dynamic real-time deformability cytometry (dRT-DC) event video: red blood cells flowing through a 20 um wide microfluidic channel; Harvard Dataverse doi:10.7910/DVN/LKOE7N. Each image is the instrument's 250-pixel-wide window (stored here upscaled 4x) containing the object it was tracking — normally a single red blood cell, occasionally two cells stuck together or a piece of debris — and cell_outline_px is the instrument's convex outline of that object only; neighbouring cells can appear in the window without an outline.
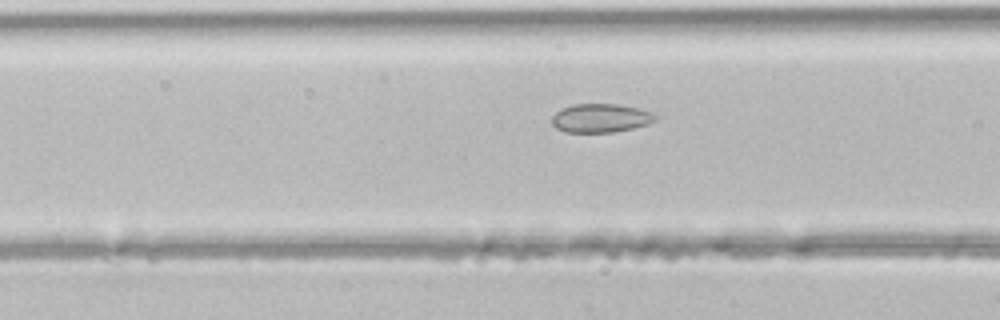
{"species": "common noctule bat (a hibernating species)", "species_latin": "Nyctalus noctula", "temperature_condition": "room temperature", "stored_images_in_passage": 29, "camera_frame_rate_fps": 3000, "um_per_image_px": 0.085, "animal": {"sex": "male", "body_mass_g": 21.5, "forearm_length_mm": 52.0}, "frame": {"image": 1, "passage_image": 10, "time_ms": 3.0, "image_size_px": [1000, 320], "cell_outline_px": [[660, 116], [656, 120], [648, 124], [632, 128], [612, 132], [564, 132], [556, 128], [552, 124], [552, 116], [556, 112], [572, 104], [616, 104], [636, 108], [652, 112]], "centroid_in_image_um": [51.07, 10.04], "position_along_channel_um": 115.5, "area_um2": 17.28}}
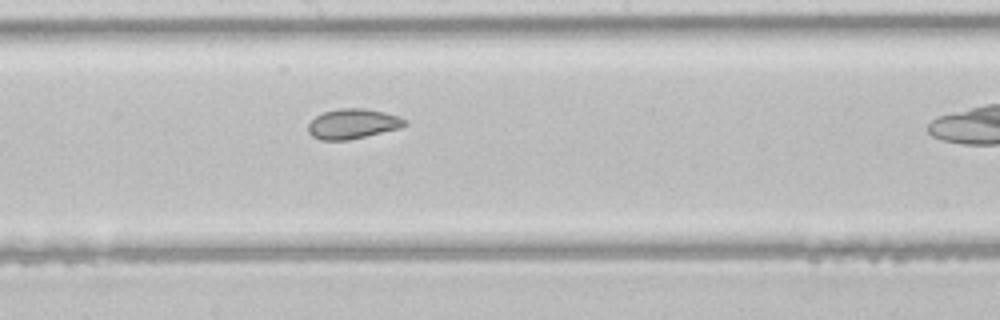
{"frame": {"image": 2, "passage_image": 17, "time_ms": 5.333, "image_size_px": [1000, 320], "cell_outline_px": [[408, 124], [400, 128], [348, 140], [320, 140], [312, 136], [308, 132], [308, 124], [316, 116], [324, 112], [340, 108], [364, 108], [384, 112], [408, 120]], "centroid_in_image_um": [29.98, 10.52], "position_along_channel_um": 218.2, "area_um2": 16.82}}
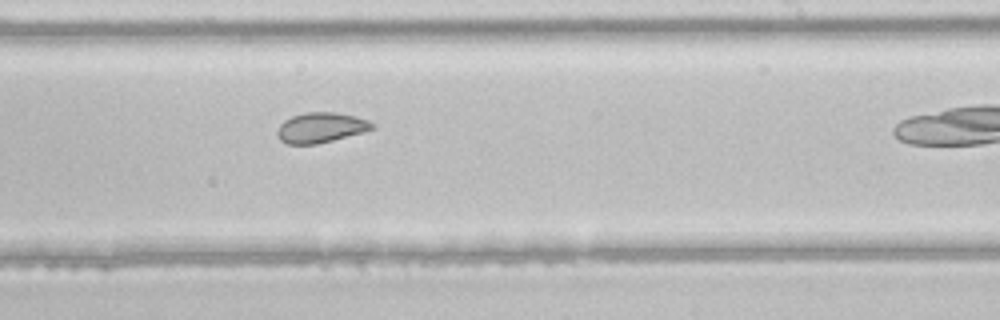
{"frame": {"image": 3, "passage_image": 20, "time_ms": 6.333, "image_size_px": [1000, 320], "cell_outline_px": [[376, 128], [364, 132], [316, 144], [288, 144], [280, 140], [276, 132], [280, 124], [284, 120], [292, 116], [304, 112], [336, 112], [356, 116], [368, 120], [376, 124]], "centroid_in_image_um": [27.29, 10.83], "position_along_channel_um": 261.7, "area_um2": 16.82}}